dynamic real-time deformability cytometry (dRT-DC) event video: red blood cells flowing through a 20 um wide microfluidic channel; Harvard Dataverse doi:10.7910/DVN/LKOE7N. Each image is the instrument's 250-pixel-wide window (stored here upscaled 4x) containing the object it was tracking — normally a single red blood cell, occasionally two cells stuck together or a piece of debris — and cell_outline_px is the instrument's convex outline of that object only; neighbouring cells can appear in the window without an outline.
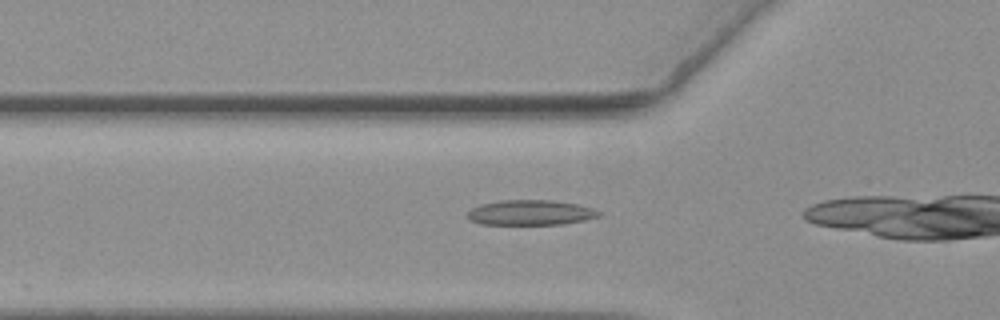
{"species": "common noctule bat (a hibernating species)", "species_latin": "Nyctalus noctula", "temperature_condition": "warm", "stored_images_in_passage": 14, "camera_frame_rate_fps": 3000, "um_per_image_px": 0.085, "animal": {"sex": "female", "body_mass_g": 19.3, "forearm_length_mm": 54.1}, "frame": {"image": 1, "passage_image": 10, "time_ms": 3.0, "image_size_px": [1000, 320], "cell_outline_px": [[600, 216], [584, 220], [560, 224], [480, 224], [472, 220], [468, 216], [468, 212], [472, 208], [480, 204], [500, 200], [552, 200], [576, 204], [592, 208], [600, 212]], "centroid_in_image_um": [45.09, 18.06], "position_along_channel_um": 80.7, "area_um2": 19.02}}